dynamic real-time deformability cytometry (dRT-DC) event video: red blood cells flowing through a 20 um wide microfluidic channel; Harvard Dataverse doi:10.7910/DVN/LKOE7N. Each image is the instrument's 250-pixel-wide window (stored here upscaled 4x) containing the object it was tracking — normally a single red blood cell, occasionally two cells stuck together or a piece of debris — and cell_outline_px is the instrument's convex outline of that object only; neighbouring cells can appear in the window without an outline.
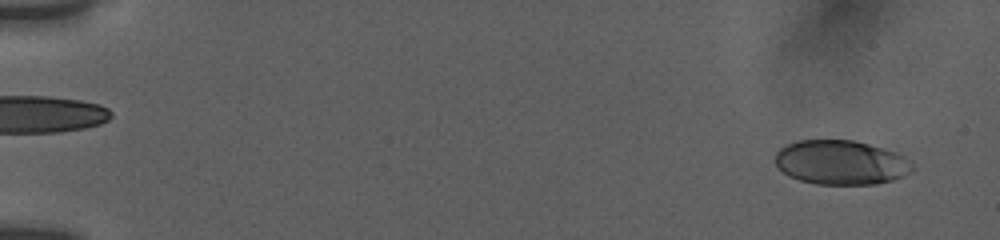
{"species": "human", "species_latin": "Homo sapiens", "temperature_condition": "room temperature", "stored_images_in_passage": 53, "camera_frame_rate_fps": 3000, "um_per_image_px": 0.085, "donor": {"sex": "female"}, "frame": {"image": 1, "passage_image": 2, "time_ms": 0.333, "image_size_px": [1000, 240], "cell_outline_px": [[916, 168], [912, 172], [904, 176], [892, 180], [876, 184], [816, 184], [800, 180], [788, 176], [776, 164], [776, 152], [780, 148], [796, 140], [852, 140], [868, 144], [896, 152], [912, 160]], "centroid_in_image_um": [71.53, 13.81], "position_along_channel_um": 13.5, "area_um2": 35.66}}
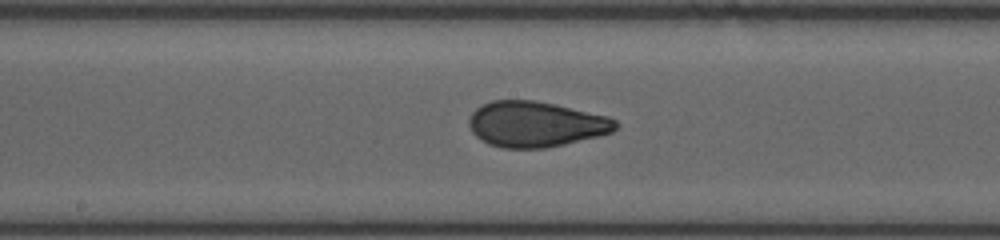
{"frame": {"image": 2, "passage_image": 29, "time_ms": 9.333, "image_size_px": [1000, 240], "cell_outline_px": [[620, 124], [612, 132], [564, 144], [544, 148], [500, 148], [488, 144], [480, 140], [472, 132], [468, 124], [468, 120], [472, 112], [476, 108], [492, 100], [536, 100], [608, 116], [616, 120]], "centroid_in_image_um": [45.5, 10.55], "position_along_channel_um": 202.7, "area_um2": 38.96}}
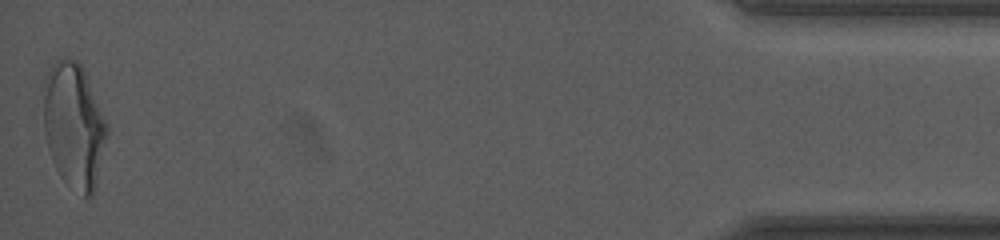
{"frame": {"image": 3, "passage_image": 53, "time_ms": 17.333, "image_size_px": [1000, 240], "cell_outline_px": [[108, 132], [96, 188], [92, 196], [84, 196], [64, 180], [60, 176], [52, 160], [48, 148], [44, 132], [44, 80], [52, 64], [56, 60], [68, 56], [76, 60], [80, 64], [88, 80], [108, 128]], "centroid_in_image_um": [6.27, 10.67], "position_along_channel_um": 428.9, "area_um2": 45.95}, "authors_computed_cell_mechanics": {"area_um2": 38.2636, "velocity_mm_per_s": 3.8431, "shape_relaxation_time_tau1_ms": 4.9833, "shape_relaxation_time_tau2_ms": 0.8863, "deformation_change_tau1": 0.1724, "deformation_change_tau2": 0.0634}}